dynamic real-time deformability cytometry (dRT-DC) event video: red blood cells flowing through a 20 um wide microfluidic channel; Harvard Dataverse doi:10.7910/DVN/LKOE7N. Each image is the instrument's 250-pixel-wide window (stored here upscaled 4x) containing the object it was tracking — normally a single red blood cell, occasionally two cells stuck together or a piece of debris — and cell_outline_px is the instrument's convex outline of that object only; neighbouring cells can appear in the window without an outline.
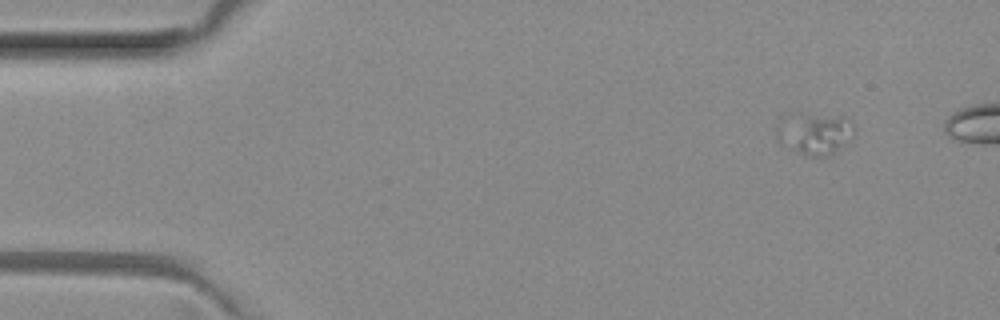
{"species": "common noctule bat (a hibernating species)", "species_latin": "Nyctalus noctula", "temperature_condition": "room temperature", "stored_images_in_passage": 5, "camera_frame_rate_fps": 3000, "um_per_image_px": 0.085, "animal": {"sex": "female", "body_mass_g": 29.2, "forearm_length_mm": 56.3}, "frame": {"image": 1, "passage_image": 1, "time_ms": 0.0, "image_size_px": [1000, 320], "cell_outline_px": [[856, 132], [828, 156], [804, 156], [784, 144], [776, 136], [776, 124], [780, 116], [792, 108], [848, 116], [856, 124]], "centroid_in_image_um": [69.19, 11.18], "position_along_channel_um": 15.8, "area_um2": 20.52}}